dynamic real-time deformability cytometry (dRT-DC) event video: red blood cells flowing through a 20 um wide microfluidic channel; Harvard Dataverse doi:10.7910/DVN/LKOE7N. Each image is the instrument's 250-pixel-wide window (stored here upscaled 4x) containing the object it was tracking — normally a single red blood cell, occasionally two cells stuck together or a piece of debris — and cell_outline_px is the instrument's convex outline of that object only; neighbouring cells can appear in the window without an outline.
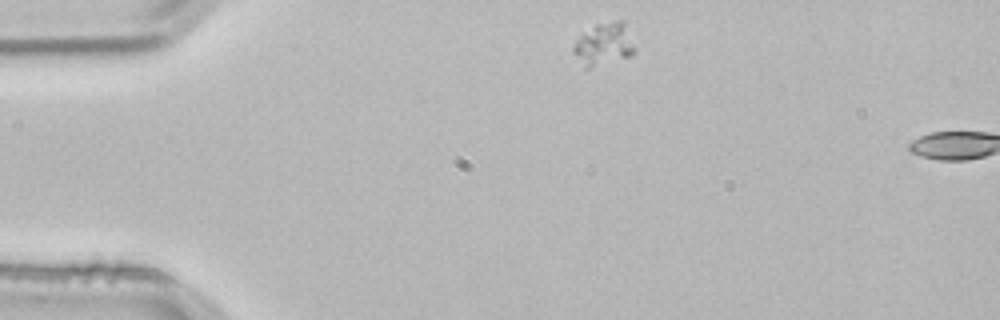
{"species": "common noctule bat (a hibernating species)", "species_latin": "Nyctalus noctula", "temperature_condition": "room temperature", "stored_images_in_passage": 2, "segment_of_instrument_passage": [1, 2], "camera_frame_rate_fps": 3000, "um_per_image_px": 0.085, "animal": {"sex": "male", "body_mass_g": 21.5, "forearm_length_mm": 52.0}, "frame": {"image": 1, "passage_image": 1, "time_ms": 0.0, "image_size_px": [1000, 320], "cell_outline_px": [[636, 52], [632, 56], [588, 68], [584, 68], [572, 52], [572, 48], [576, 40], [580, 36], [596, 24], [616, 20], [624, 20], [636, 48]], "centroid_in_image_um": [51.36, 3.76], "position_along_channel_um": 33.6, "area_um2": 15.32}}